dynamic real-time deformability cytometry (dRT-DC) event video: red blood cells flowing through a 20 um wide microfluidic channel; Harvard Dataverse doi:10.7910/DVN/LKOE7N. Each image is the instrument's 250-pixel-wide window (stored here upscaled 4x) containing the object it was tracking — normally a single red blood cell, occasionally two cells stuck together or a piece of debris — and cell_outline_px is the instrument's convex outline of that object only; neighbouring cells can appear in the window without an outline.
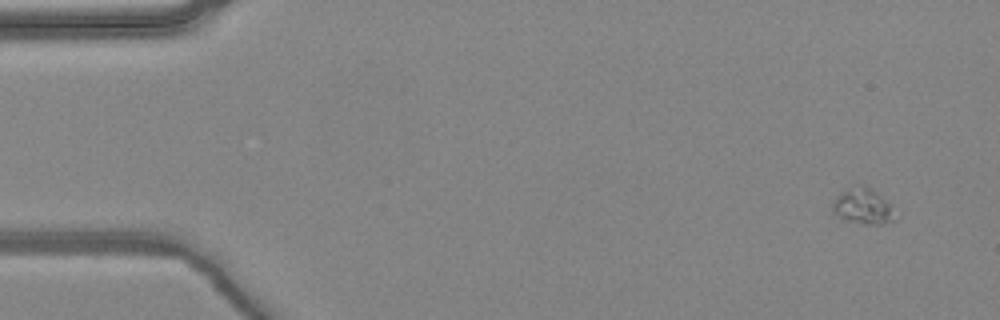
{"species": "common noctule bat (a hibernating species)", "species_latin": "Nyctalus noctula", "temperature_condition": "warm", "stored_images_in_passage": 4, "camera_frame_rate_fps": 3000, "um_per_image_px": 0.085, "animal": {"sex": "female", "body_mass_g": 24.6, "forearm_length_mm": 56.2}, "frame": {"image": 1, "passage_image": 1, "time_ms": 0.0, "image_size_px": [1000, 320], "cell_outline_px": [[896, 220], [884, 224], [864, 224], [840, 220], [832, 212], [832, 204], [836, 196], [840, 192], [848, 188], [872, 188], [888, 204]], "centroid_in_image_um": [73.27, 17.6], "position_along_channel_um": 11.7, "area_um2": 12.72}}